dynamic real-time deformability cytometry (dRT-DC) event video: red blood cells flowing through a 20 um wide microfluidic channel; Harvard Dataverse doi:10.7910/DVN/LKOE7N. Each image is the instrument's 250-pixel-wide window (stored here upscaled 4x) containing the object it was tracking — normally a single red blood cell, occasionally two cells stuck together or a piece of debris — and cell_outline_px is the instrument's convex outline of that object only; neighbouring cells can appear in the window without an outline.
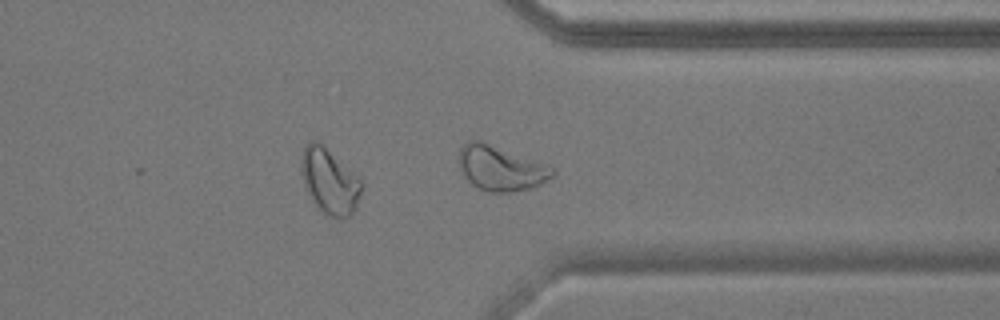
{"species": "common noctule bat (a hibernating species)", "species_latin": "Nyctalus noctula", "temperature_condition": "warm", "stored_images_in_passage": 31, "camera_frame_rate_fps": 3000, "um_per_image_px": 0.085, "animal": {"sex": "male", "body_mass_g": 17.9}, "frame": {"image": 1, "passage_image": 27, "time_ms": 8.667, "image_size_px": [1000, 320], "cell_outline_px": [[556, 172], [552, 176], [540, 184], [532, 188], [508, 192], [488, 192], [472, 184], [464, 176], [460, 164], [460, 148], [468, 140], [480, 140], [556, 168]], "centroid_in_image_um": [42.57, 14.3], "position_along_channel_um": 368.8, "area_um2": 24.1}, "authors_computed_cell_mechanics": {"area_um2": 19.9988, "velocity_mm_per_s": 3.7116, "shape_relaxation_time_tau1_ms": null, "shape_relaxation_time_tau2_ms": 1.0289, "deformation_change_tau1": null, "deformation_change_tau2": 0.0748}}